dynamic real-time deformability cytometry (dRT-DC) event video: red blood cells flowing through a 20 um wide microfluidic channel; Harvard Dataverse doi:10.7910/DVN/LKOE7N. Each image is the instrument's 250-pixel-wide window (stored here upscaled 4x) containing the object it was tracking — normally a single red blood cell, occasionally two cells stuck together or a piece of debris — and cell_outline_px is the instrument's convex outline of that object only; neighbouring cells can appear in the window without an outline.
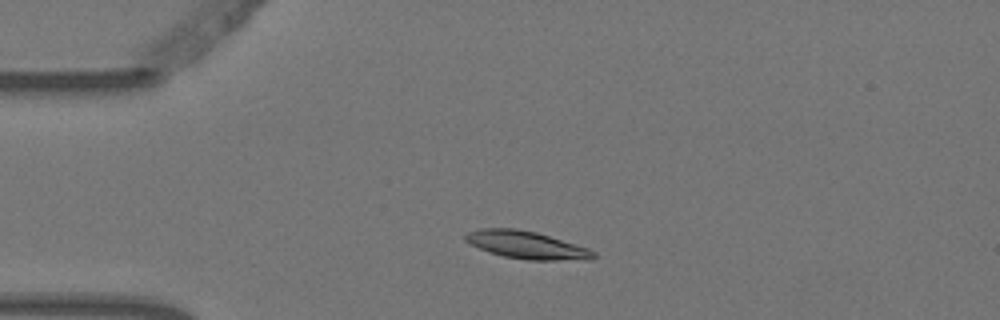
{"species": "Egyptian fruit bat (a non-hibernating species)", "species_latin": "Rousettus aegyptiacus", "temperature_condition": "warm", "stored_images_in_passage": 5, "camera_frame_rate_fps": 3000, "um_per_image_px": 0.085, "animal": {"sex": "female"}, "frame": {"image": 1, "passage_image": 3, "time_ms": 0.667, "image_size_px": [1000, 320], "cell_outline_px": [[596, 256], [592, 260], [528, 260], [504, 256], [488, 252], [464, 240], [464, 236], [468, 232], [480, 228], [516, 228], [536, 232], [588, 248], [596, 252]], "centroid_in_image_um": [44.78, 20.83], "position_along_channel_um": 40.2, "area_um2": 20.58}}
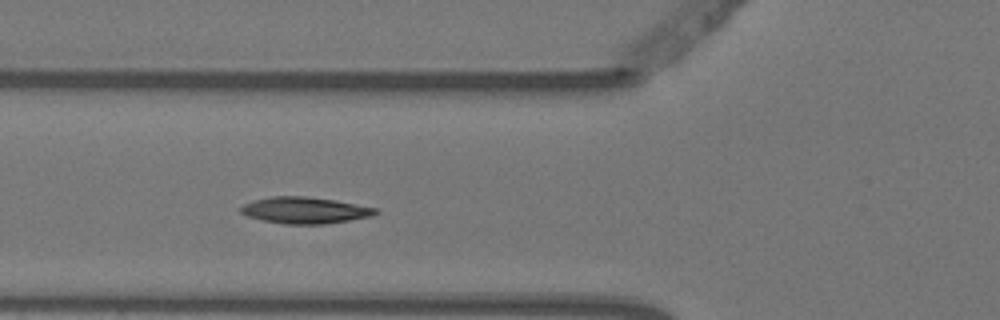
{"frame": {"image": 2, "passage_image": 5, "time_ms": 1.333, "image_size_px": [1000, 320], "cell_outline_px": [[380, 212], [372, 216], [324, 224], [284, 224], [264, 220], [248, 216], [240, 212], [240, 208], [244, 204], [256, 200], [272, 196], [304, 196], [336, 200], [380, 208]], "centroid_in_image_um": [25.98, 17.87], "position_along_channel_um": 99.8, "area_um2": 20.75}}